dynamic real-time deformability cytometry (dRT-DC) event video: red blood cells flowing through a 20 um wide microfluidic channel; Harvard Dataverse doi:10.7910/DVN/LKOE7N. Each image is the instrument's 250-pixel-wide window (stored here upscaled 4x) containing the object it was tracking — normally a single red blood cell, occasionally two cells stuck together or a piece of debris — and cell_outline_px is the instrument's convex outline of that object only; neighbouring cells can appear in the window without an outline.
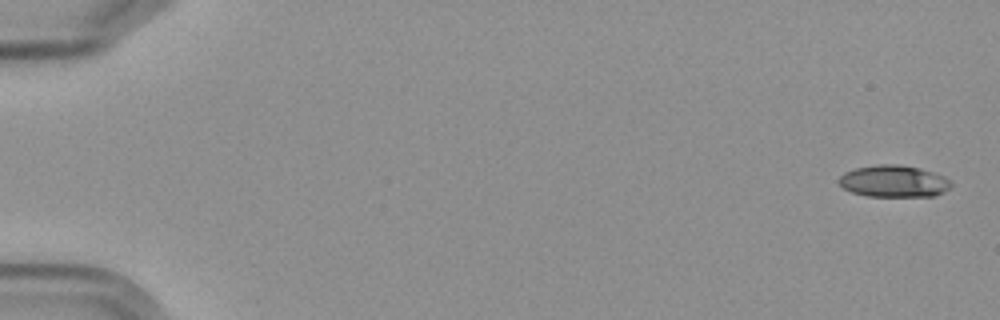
{"species": "Egyptian fruit bat (a non-hibernating species)", "species_latin": "Rousettus aegyptiacus", "temperature_condition": "cold", "stored_images_in_passage": 4, "camera_frame_rate_fps": 3000, "um_per_image_px": 0.085, "frame": {"image": 1, "passage_image": 1, "time_ms": 0.0, "image_size_px": [1000, 320], "cell_outline_px": [[952, 184], [944, 192], [936, 196], [868, 196], [852, 192], [844, 188], [840, 184], [840, 176], [844, 172], [856, 168], [876, 164], [896, 164], [920, 168], [944, 176]], "centroid_in_image_um": [75.97, 15.4], "position_along_channel_um": 9.0, "area_um2": 20.69}}